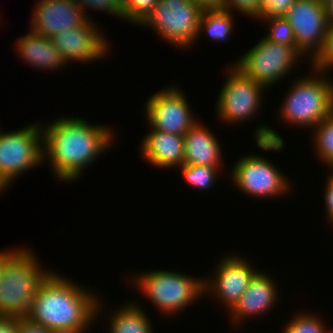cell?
Returning <instances> with one entry per match:
<instances>
[{
    "instance_id": "cell-35",
    "label": "cell",
    "mask_w": 333,
    "mask_h": 333,
    "mask_svg": "<svg viewBox=\"0 0 333 333\" xmlns=\"http://www.w3.org/2000/svg\"><path fill=\"white\" fill-rule=\"evenodd\" d=\"M329 25H333V0L324 3Z\"/></svg>"
},
{
    "instance_id": "cell-30",
    "label": "cell",
    "mask_w": 333,
    "mask_h": 333,
    "mask_svg": "<svg viewBox=\"0 0 333 333\" xmlns=\"http://www.w3.org/2000/svg\"><path fill=\"white\" fill-rule=\"evenodd\" d=\"M97 9L103 13L111 14L122 19L121 5L116 0H88V6L85 9Z\"/></svg>"
},
{
    "instance_id": "cell-29",
    "label": "cell",
    "mask_w": 333,
    "mask_h": 333,
    "mask_svg": "<svg viewBox=\"0 0 333 333\" xmlns=\"http://www.w3.org/2000/svg\"><path fill=\"white\" fill-rule=\"evenodd\" d=\"M260 1L261 0H224L221 8L230 12L237 11L247 15V17L255 18L261 9Z\"/></svg>"
},
{
    "instance_id": "cell-28",
    "label": "cell",
    "mask_w": 333,
    "mask_h": 333,
    "mask_svg": "<svg viewBox=\"0 0 333 333\" xmlns=\"http://www.w3.org/2000/svg\"><path fill=\"white\" fill-rule=\"evenodd\" d=\"M295 2L296 0H261V9L254 19L284 17Z\"/></svg>"
},
{
    "instance_id": "cell-16",
    "label": "cell",
    "mask_w": 333,
    "mask_h": 333,
    "mask_svg": "<svg viewBox=\"0 0 333 333\" xmlns=\"http://www.w3.org/2000/svg\"><path fill=\"white\" fill-rule=\"evenodd\" d=\"M259 270L251 279L247 289L242 294L241 298L228 312L232 319V324L239 326L244 323L245 319L257 317L260 314L269 312L272 307L277 305L280 290H278L277 282L270 274Z\"/></svg>"
},
{
    "instance_id": "cell-26",
    "label": "cell",
    "mask_w": 333,
    "mask_h": 333,
    "mask_svg": "<svg viewBox=\"0 0 333 333\" xmlns=\"http://www.w3.org/2000/svg\"><path fill=\"white\" fill-rule=\"evenodd\" d=\"M158 0H123L121 13L124 20L140 26L155 8Z\"/></svg>"
},
{
    "instance_id": "cell-14",
    "label": "cell",
    "mask_w": 333,
    "mask_h": 333,
    "mask_svg": "<svg viewBox=\"0 0 333 333\" xmlns=\"http://www.w3.org/2000/svg\"><path fill=\"white\" fill-rule=\"evenodd\" d=\"M96 25L89 20L83 26L69 28L51 38L66 65L72 63L70 61L84 64L106 57L110 50V40Z\"/></svg>"
},
{
    "instance_id": "cell-2",
    "label": "cell",
    "mask_w": 333,
    "mask_h": 333,
    "mask_svg": "<svg viewBox=\"0 0 333 333\" xmlns=\"http://www.w3.org/2000/svg\"><path fill=\"white\" fill-rule=\"evenodd\" d=\"M87 288L51 269L39 285L26 318L56 333L88 332L104 303Z\"/></svg>"
},
{
    "instance_id": "cell-33",
    "label": "cell",
    "mask_w": 333,
    "mask_h": 333,
    "mask_svg": "<svg viewBox=\"0 0 333 333\" xmlns=\"http://www.w3.org/2000/svg\"><path fill=\"white\" fill-rule=\"evenodd\" d=\"M0 333H18V318L0 317Z\"/></svg>"
},
{
    "instance_id": "cell-21",
    "label": "cell",
    "mask_w": 333,
    "mask_h": 333,
    "mask_svg": "<svg viewBox=\"0 0 333 333\" xmlns=\"http://www.w3.org/2000/svg\"><path fill=\"white\" fill-rule=\"evenodd\" d=\"M233 15L232 12L221 7L204 8L200 18L197 39L204 33L214 42L222 41L223 43L226 39L228 40L233 33Z\"/></svg>"
},
{
    "instance_id": "cell-23",
    "label": "cell",
    "mask_w": 333,
    "mask_h": 333,
    "mask_svg": "<svg viewBox=\"0 0 333 333\" xmlns=\"http://www.w3.org/2000/svg\"><path fill=\"white\" fill-rule=\"evenodd\" d=\"M222 166L182 164L179 166L183 179L198 190H209L217 182ZM216 180V181H215Z\"/></svg>"
},
{
    "instance_id": "cell-34",
    "label": "cell",
    "mask_w": 333,
    "mask_h": 333,
    "mask_svg": "<svg viewBox=\"0 0 333 333\" xmlns=\"http://www.w3.org/2000/svg\"><path fill=\"white\" fill-rule=\"evenodd\" d=\"M204 8L222 7L224 0H194Z\"/></svg>"
},
{
    "instance_id": "cell-25",
    "label": "cell",
    "mask_w": 333,
    "mask_h": 333,
    "mask_svg": "<svg viewBox=\"0 0 333 333\" xmlns=\"http://www.w3.org/2000/svg\"><path fill=\"white\" fill-rule=\"evenodd\" d=\"M295 314L294 317H291L289 323H286L287 326H285L286 328L282 333H325L327 326L319 315L308 314V311L307 313Z\"/></svg>"
},
{
    "instance_id": "cell-31",
    "label": "cell",
    "mask_w": 333,
    "mask_h": 333,
    "mask_svg": "<svg viewBox=\"0 0 333 333\" xmlns=\"http://www.w3.org/2000/svg\"><path fill=\"white\" fill-rule=\"evenodd\" d=\"M331 171L329 172V176H327V183L325 186V211H326V219H329L328 223L333 224V167H330Z\"/></svg>"
},
{
    "instance_id": "cell-32",
    "label": "cell",
    "mask_w": 333,
    "mask_h": 333,
    "mask_svg": "<svg viewBox=\"0 0 333 333\" xmlns=\"http://www.w3.org/2000/svg\"><path fill=\"white\" fill-rule=\"evenodd\" d=\"M18 333H56L50 329L29 321L27 318H18Z\"/></svg>"
},
{
    "instance_id": "cell-11",
    "label": "cell",
    "mask_w": 333,
    "mask_h": 333,
    "mask_svg": "<svg viewBox=\"0 0 333 333\" xmlns=\"http://www.w3.org/2000/svg\"><path fill=\"white\" fill-rule=\"evenodd\" d=\"M177 85L156 92L144 103L149 128L184 135L196 122L185 93Z\"/></svg>"
},
{
    "instance_id": "cell-5",
    "label": "cell",
    "mask_w": 333,
    "mask_h": 333,
    "mask_svg": "<svg viewBox=\"0 0 333 333\" xmlns=\"http://www.w3.org/2000/svg\"><path fill=\"white\" fill-rule=\"evenodd\" d=\"M132 276L130 281L133 286L139 288L145 299L154 304L167 319L170 315L181 313L204 296V278L197 279L178 271L156 269Z\"/></svg>"
},
{
    "instance_id": "cell-40",
    "label": "cell",
    "mask_w": 333,
    "mask_h": 333,
    "mask_svg": "<svg viewBox=\"0 0 333 333\" xmlns=\"http://www.w3.org/2000/svg\"><path fill=\"white\" fill-rule=\"evenodd\" d=\"M325 333H333V331H332V332H330L329 330H328V331L326 330V331H325Z\"/></svg>"
},
{
    "instance_id": "cell-39",
    "label": "cell",
    "mask_w": 333,
    "mask_h": 333,
    "mask_svg": "<svg viewBox=\"0 0 333 333\" xmlns=\"http://www.w3.org/2000/svg\"><path fill=\"white\" fill-rule=\"evenodd\" d=\"M120 5L122 4L123 0H116Z\"/></svg>"
},
{
    "instance_id": "cell-22",
    "label": "cell",
    "mask_w": 333,
    "mask_h": 333,
    "mask_svg": "<svg viewBox=\"0 0 333 333\" xmlns=\"http://www.w3.org/2000/svg\"><path fill=\"white\" fill-rule=\"evenodd\" d=\"M312 130L317 158L327 167H333V112Z\"/></svg>"
},
{
    "instance_id": "cell-7",
    "label": "cell",
    "mask_w": 333,
    "mask_h": 333,
    "mask_svg": "<svg viewBox=\"0 0 333 333\" xmlns=\"http://www.w3.org/2000/svg\"><path fill=\"white\" fill-rule=\"evenodd\" d=\"M204 7L194 0H158L142 27L154 29L165 41L187 50L196 44Z\"/></svg>"
},
{
    "instance_id": "cell-10",
    "label": "cell",
    "mask_w": 333,
    "mask_h": 333,
    "mask_svg": "<svg viewBox=\"0 0 333 333\" xmlns=\"http://www.w3.org/2000/svg\"><path fill=\"white\" fill-rule=\"evenodd\" d=\"M230 175L233 185L253 198L284 197L291 190L288 176L260 154L240 157Z\"/></svg>"
},
{
    "instance_id": "cell-12",
    "label": "cell",
    "mask_w": 333,
    "mask_h": 333,
    "mask_svg": "<svg viewBox=\"0 0 333 333\" xmlns=\"http://www.w3.org/2000/svg\"><path fill=\"white\" fill-rule=\"evenodd\" d=\"M284 18L293 29L296 51L312 61L321 51L329 27L325 5L318 0H296Z\"/></svg>"
},
{
    "instance_id": "cell-9",
    "label": "cell",
    "mask_w": 333,
    "mask_h": 333,
    "mask_svg": "<svg viewBox=\"0 0 333 333\" xmlns=\"http://www.w3.org/2000/svg\"><path fill=\"white\" fill-rule=\"evenodd\" d=\"M226 81L218 94L215 113L227 124H241L255 117L261 107L263 91L267 88L246 76L234 64L226 69ZM262 95V96H261Z\"/></svg>"
},
{
    "instance_id": "cell-17",
    "label": "cell",
    "mask_w": 333,
    "mask_h": 333,
    "mask_svg": "<svg viewBox=\"0 0 333 333\" xmlns=\"http://www.w3.org/2000/svg\"><path fill=\"white\" fill-rule=\"evenodd\" d=\"M142 139L141 152L145 161L158 168H174L184 161V136L148 129Z\"/></svg>"
},
{
    "instance_id": "cell-15",
    "label": "cell",
    "mask_w": 333,
    "mask_h": 333,
    "mask_svg": "<svg viewBox=\"0 0 333 333\" xmlns=\"http://www.w3.org/2000/svg\"><path fill=\"white\" fill-rule=\"evenodd\" d=\"M30 30L51 39L61 31L83 26L89 20L84 10L71 0H36Z\"/></svg>"
},
{
    "instance_id": "cell-3",
    "label": "cell",
    "mask_w": 333,
    "mask_h": 333,
    "mask_svg": "<svg viewBox=\"0 0 333 333\" xmlns=\"http://www.w3.org/2000/svg\"><path fill=\"white\" fill-rule=\"evenodd\" d=\"M29 248L15 249L0 272V317L26 318L41 282L51 272L42 269Z\"/></svg>"
},
{
    "instance_id": "cell-1",
    "label": "cell",
    "mask_w": 333,
    "mask_h": 333,
    "mask_svg": "<svg viewBox=\"0 0 333 333\" xmlns=\"http://www.w3.org/2000/svg\"><path fill=\"white\" fill-rule=\"evenodd\" d=\"M43 126L44 164L49 162L54 177L69 183L76 181L99 155L106 154L116 139L113 128L78 116L57 117Z\"/></svg>"
},
{
    "instance_id": "cell-19",
    "label": "cell",
    "mask_w": 333,
    "mask_h": 333,
    "mask_svg": "<svg viewBox=\"0 0 333 333\" xmlns=\"http://www.w3.org/2000/svg\"><path fill=\"white\" fill-rule=\"evenodd\" d=\"M16 42V52L27 65L46 71L65 68L66 63L51 39L29 30Z\"/></svg>"
},
{
    "instance_id": "cell-18",
    "label": "cell",
    "mask_w": 333,
    "mask_h": 333,
    "mask_svg": "<svg viewBox=\"0 0 333 333\" xmlns=\"http://www.w3.org/2000/svg\"><path fill=\"white\" fill-rule=\"evenodd\" d=\"M183 164L222 166L221 146L213 132L197 121L184 135ZM222 159V160H221ZM221 164V165H220Z\"/></svg>"
},
{
    "instance_id": "cell-37",
    "label": "cell",
    "mask_w": 333,
    "mask_h": 333,
    "mask_svg": "<svg viewBox=\"0 0 333 333\" xmlns=\"http://www.w3.org/2000/svg\"><path fill=\"white\" fill-rule=\"evenodd\" d=\"M76 2L83 10L85 15L88 17L89 15L86 14L85 8L88 6V0H71Z\"/></svg>"
},
{
    "instance_id": "cell-20",
    "label": "cell",
    "mask_w": 333,
    "mask_h": 333,
    "mask_svg": "<svg viewBox=\"0 0 333 333\" xmlns=\"http://www.w3.org/2000/svg\"><path fill=\"white\" fill-rule=\"evenodd\" d=\"M139 303L123 304L120 309L115 308L109 316V333H153L152 325L147 316V311ZM143 309V310H142ZM146 312V313H145Z\"/></svg>"
},
{
    "instance_id": "cell-24",
    "label": "cell",
    "mask_w": 333,
    "mask_h": 333,
    "mask_svg": "<svg viewBox=\"0 0 333 333\" xmlns=\"http://www.w3.org/2000/svg\"><path fill=\"white\" fill-rule=\"evenodd\" d=\"M263 20V21H262ZM269 26L264 37L272 42L292 46L296 50V41L290 23L284 17L261 18Z\"/></svg>"
},
{
    "instance_id": "cell-36",
    "label": "cell",
    "mask_w": 333,
    "mask_h": 333,
    "mask_svg": "<svg viewBox=\"0 0 333 333\" xmlns=\"http://www.w3.org/2000/svg\"><path fill=\"white\" fill-rule=\"evenodd\" d=\"M14 248L0 250V272L4 264L5 259L14 251Z\"/></svg>"
},
{
    "instance_id": "cell-8",
    "label": "cell",
    "mask_w": 333,
    "mask_h": 333,
    "mask_svg": "<svg viewBox=\"0 0 333 333\" xmlns=\"http://www.w3.org/2000/svg\"><path fill=\"white\" fill-rule=\"evenodd\" d=\"M300 59L302 56L292 46L262 37L233 64L246 76L269 88L287 77Z\"/></svg>"
},
{
    "instance_id": "cell-27",
    "label": "cell",
    "mask_w": 333,
    "mask_h": 333,
    "mask_svg": "<svg viewBox=\"0 0 333 333\" xmlns=\"http://www.w3.org/2000/svg\"><path fill=\"white\" fill-rule=\"evenodd\" d=\"M310 64L319 71L329 72L333 68V25H329L322 49Z\"/></svg>"
},
{
    "instance_id": "cell-4",
    "label": "cell",
    "mask_w": 333,
    "mask_h": 333,
    "mask_svg": "<svg viewBox=\"0 0 333 333\" xmlns=\"http://www.w3.org/2000/svg\"><path fill=\"white\" fill-rule=\"evenodd\" d=\"M311 71H314L311 76L291 83L279 109L278 116L281 115L279 119L284 124L312 129L333 112V79L327 77L326 71L312 68Z\"/></svg>"
},
{
    "instance_id": "cell-38",
    "label": "cell",
    "mask_w": 333,
    "mask_h": 333,
    "mask_svg": "<svg viewBox=\"0 0 333 333\" xmlns=\"http://www.w3.org/2000/svg\"><path fill=\"white\" fill-rule=\"evenodd\" d=\"M320 3H325V2H327L328 0H318Z\"/></svg>"
},
{
    "instance_id": "cell-6",
    "label": "cell",
    "mask_w": 333,
    "mask_h": 333,
    "mask_svg": "<svg viewBox=\"0 0 333 333\" xmlns=\"http://www.w3.org/2000/svg\"><path fill=\"white\" fill-rule=\"evenodd\" d=\"M42 124L14 131L0 129V194L31 168L44 164Z\"/></svg>"
},
{
    "instance_id": "cell-13",
    "label": "cell",
    "mask_w": 333,
    "mask_h": 333,
    "mask_svg": "<svg viewBox=\"0 0 333 333\" xmlns=\"http://www.w3.org/2000/svg\"><path fill=\"white\" fill-rule=\"evenodd\" d=\"M249 263L244 256L226 255L217 263L213 277L204 279V295H211L210 297L217 299L218 303L221 302L219 305H225L229 312L259 271Z\"/></svg>"
}]
</instances>
